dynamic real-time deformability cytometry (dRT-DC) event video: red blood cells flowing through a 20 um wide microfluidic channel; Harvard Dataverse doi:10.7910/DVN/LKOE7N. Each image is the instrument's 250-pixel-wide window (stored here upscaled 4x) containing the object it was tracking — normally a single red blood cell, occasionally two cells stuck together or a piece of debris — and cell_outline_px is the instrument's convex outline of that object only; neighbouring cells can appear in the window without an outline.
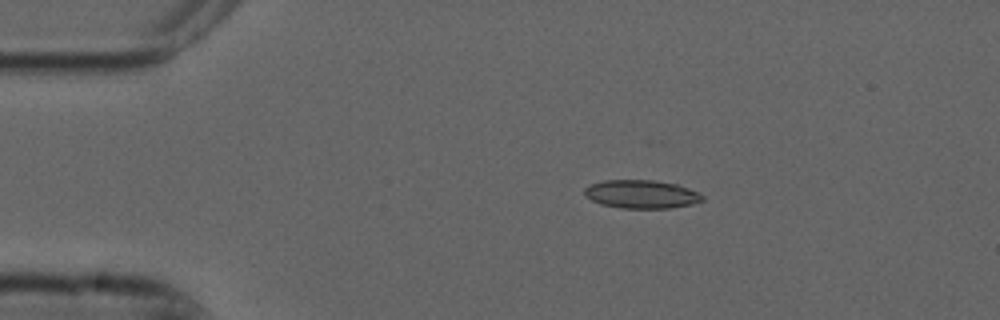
{"species": "common noctule bat (a hibernating species)", "species_latin": "Nyctalus noctula", "temperature_condition": "cold", "stored_images_in_passage": 5, "camera_frame_rate_fps": 3000, "um_per_image_px": 0.085, "animal": {"sex": "male", "forearm_length_mm": 52.5}, "frame": {"image": 1, "passage_image": 3, "time_ms": 0.667, "image_size_px": [1000, 320], "cell_outline_px": [[704, 200], [692, 204], [672, 208], [620, 208], [600, 204], [592, 200], [584, 192], [584, 188], [588, 184], [604, 180], [656, 180], [676, 184], [688, 188], [704, 196]], "centroid_in_image_um": [54.51, 16.5], "position_along_channel_um": 30.5, "area_um2": 19.54}}